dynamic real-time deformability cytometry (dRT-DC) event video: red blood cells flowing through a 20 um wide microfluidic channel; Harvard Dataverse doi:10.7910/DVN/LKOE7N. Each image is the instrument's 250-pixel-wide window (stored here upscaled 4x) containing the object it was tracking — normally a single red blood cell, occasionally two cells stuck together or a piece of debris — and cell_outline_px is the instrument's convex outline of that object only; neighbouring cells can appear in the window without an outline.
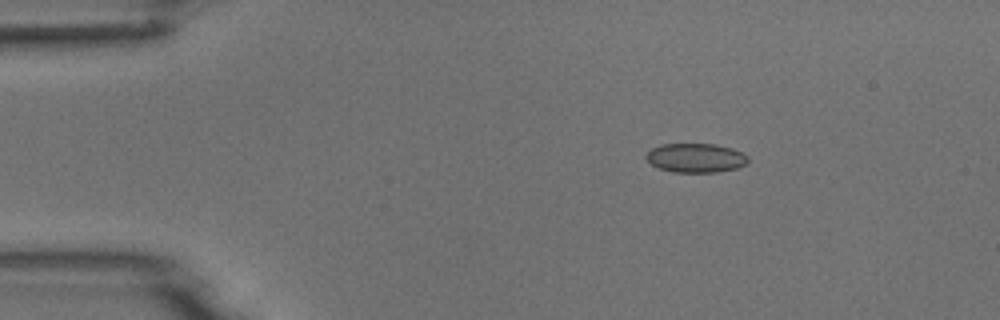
{"species": "common noctule bat (a hibernating species)", "species_latin": "Nyctalus noctula", "temperature_condition": "room temperature", "stored_images_in_passage": 3, "camera_frame_rate_fps": 3000, "um_per_image_px": 0.085, "animal": {"sex": "male", "body_mass_g": 18.8}, "frame": {"image": 1, "passage_image": 1, "time_ms": 0.0, "image_size_px": [1000, 320], "cell_outline_px": [[748, 164], [736, 168], [716, 172], [672, 172], [660, 168], [652, 164], [644, 156], [652, 148], [660, 144], [716, 144], [732, 148], [744, 152], [748, 156]], "centroid_in_image_um": [59.17, 13.41], "position_along_channel_um": 25.8, "area_um2": 17.4}}
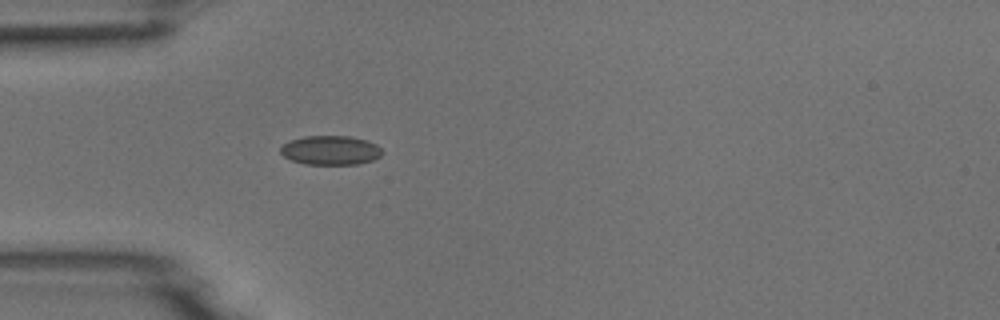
{"frame": {"image": 2, "passage_image": 3, "time_ms": 2.333, "image_size_px": [1000, 320], "cell_outline_px": [[384, 152], [380, 156], [372, 160], [360, 164], [304, 164], [292, 160], [284, 156], [280, 152], [280, 148], [288, 140], [304, 136], [348, 136], [368, 140], [376, 144]], "centroid_in_image_um": [28.1, 12.77], "position_along_channel_um": 56.9, "area_um2": 17.4}}